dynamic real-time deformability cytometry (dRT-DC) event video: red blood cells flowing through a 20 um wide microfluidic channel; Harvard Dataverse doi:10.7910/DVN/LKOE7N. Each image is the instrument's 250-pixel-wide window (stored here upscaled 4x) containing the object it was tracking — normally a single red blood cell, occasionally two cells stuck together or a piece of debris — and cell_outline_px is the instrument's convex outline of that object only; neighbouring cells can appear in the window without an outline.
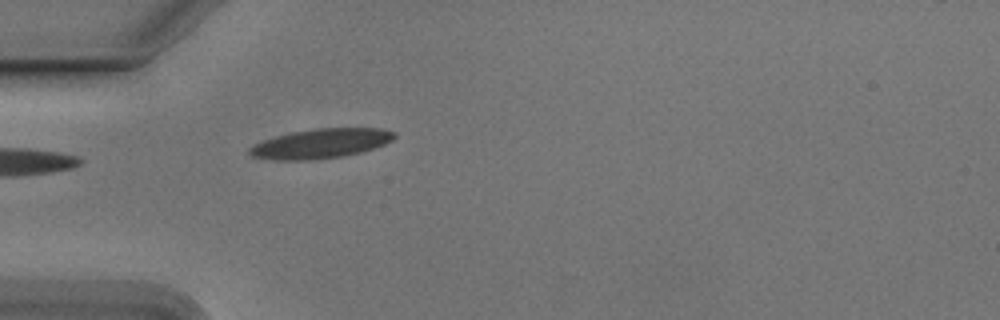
{"species": "Egyptian fruit bat (a non-hibernating species)", "species_latin": "Rousettus aegyptiacus", "temperature_condition": "cold", "stored_images_in_passage": 31, "camera_frame_rate_fps": 3000, "um_per_image_px": 0.085, "animal": {"sex": "male"}, "frame": {"image": 1, "passage_image": 1, "time_ms": 0.0, "image_size_px": [1000, 320], "cell_outline_px": [[396, 136], [392, 140], [384, 144], [360, 152], [340, 156], [312, 160], [276, 160], [252, 156], [248, 152], [248, 148], [264, 140], [276, 136], [292, 132], [316, 128], [380, 128], [396, 132]], "centroid_in_image_um": [27.27, 12.19], "position_along_channel_um": 57.7, "area_um2": 24.68}}
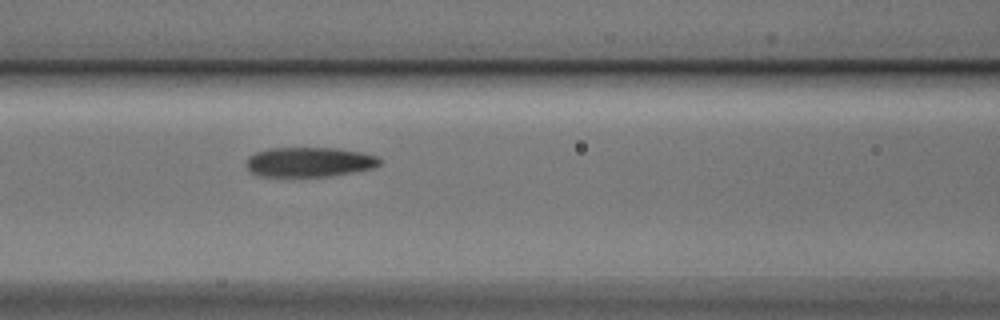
{"frame": {"image": 2, "passage_image": 8, "time_ms": 2.333, "image_size_px": [1000, 320], "cell_outline_px": [[380, 164], [372, 168], [332, 176], [256, 176], [248, 172], [244, 164], [248, 156], [256, 152], [268, 148], [340, 148], [360, 152], [376, 156], [380, 160]], "centroid_in_image_um": [26.21, 13.77], "position_along_channel_um": 140.4, "area_um2": 23.29}}
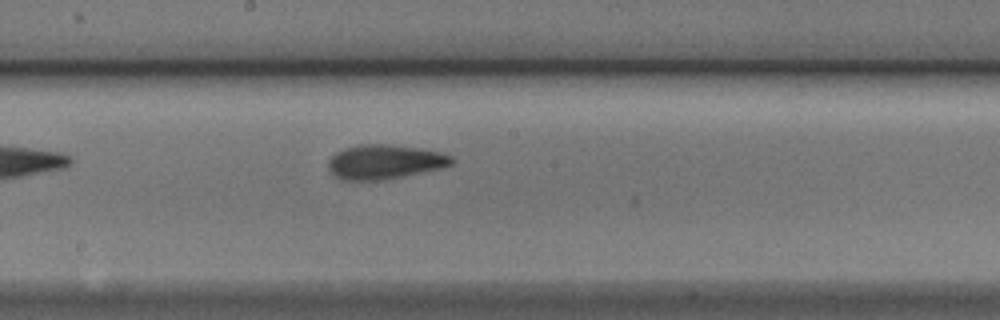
{"frame": {"image": 3, "passage_image": 14, "time_ms": 4.333, "image_size_px": [1000, 320], "cell_outline_px": [[452, 164], [444, 168], [384, 180], [340, 180], [328, 168], [328, 160], [336, 152], [344, 148], [360, 144], [388, 144], [420, 148], [440, 152], [452, 156]], "centroid_in_image_um": [32.7, 13.76], "position_along_channel_um": 215.5, "area_um2": 24.85}, "authors_computed_cell_mechanics": {"area_um2": 19.4786, "velocity_mm_per_s": 3.7674, "shape_relaxation_time_tau1_ms": null, "shape_relaxation_time_tau2_ms": 3.9002, "deformation_change_tau1": null, "deformation_change_tau2": 0.1205}}